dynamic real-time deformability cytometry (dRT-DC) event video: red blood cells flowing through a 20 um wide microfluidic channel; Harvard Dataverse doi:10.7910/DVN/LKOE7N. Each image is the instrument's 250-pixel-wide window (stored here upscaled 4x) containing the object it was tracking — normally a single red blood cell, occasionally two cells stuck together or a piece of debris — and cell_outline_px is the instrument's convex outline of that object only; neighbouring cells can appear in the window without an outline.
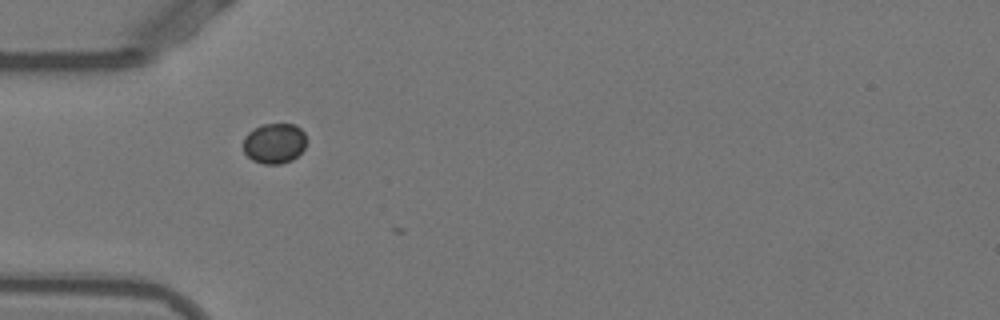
{"species": "Egyptian fruit bat (a non-hibernating species)", "species_latin": "Rousettus aegyptiacus", "temperature_condition": "warm", "stored_images_in_passage": 4, "camera_frame_rate_fps": 3000, "um_per_image_px": 0.085, "animal": {"sex": "female"}, "frame": {"image": 1, "passage_image": 1, "time_ms": 0.0, "image_size_px": [1000, 320], "cell_outline_px": [[304, 148], [292, 160], [280, 164], [264, 164], [252, 160], [244, 152], [244, 136], [248, 132], [260, 124], [296, 124], [304, 132]], "centroid_in_image_um": [23.29, 12.17], "position_along_channel_um": 61.7, "area_um2": 14.8}}